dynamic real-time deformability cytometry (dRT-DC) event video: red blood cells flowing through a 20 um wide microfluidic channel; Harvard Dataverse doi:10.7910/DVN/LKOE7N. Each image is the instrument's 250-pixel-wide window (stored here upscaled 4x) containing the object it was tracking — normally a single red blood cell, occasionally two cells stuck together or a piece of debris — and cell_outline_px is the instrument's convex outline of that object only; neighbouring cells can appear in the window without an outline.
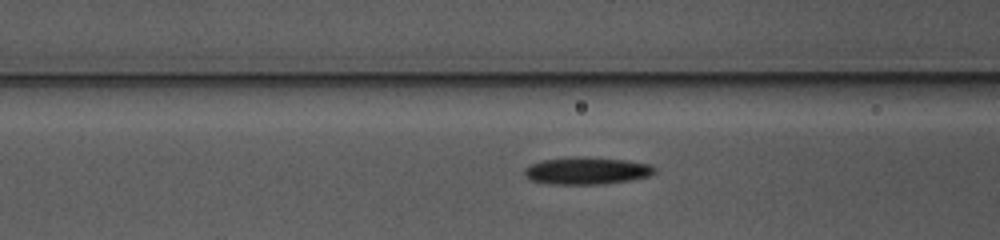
{"species": "common noctule bat (a hibernating species)", "species_latin": "Nyctalus noctula", "temperature_condition": "warm", "stored_images_in_passage": 38, "camera_frame_rate_fps": 3000, "um_per_image_px": 0.085, "animal": {"sex": "female", "body_mass_g": 10.0, "forearm_length_mm": 53.1}, "frame": {"image": 1, "passage_image": 6, "time_ms": 1.667, "image_size_px": [1000, 240], "cell_outline_px": [[656, 172], [648, 176], [628, 180], [600, 184], [548, 184], [528, 180], [524, 176], [524, 168], [532, 164], [544, 160], [580, 156], [624, 160], [652, 164], [656, 168]], "centroid_in_image_um": [49.85, 14.52], "position_along_channel_um": 116.8, "area_um2": 20.63}}
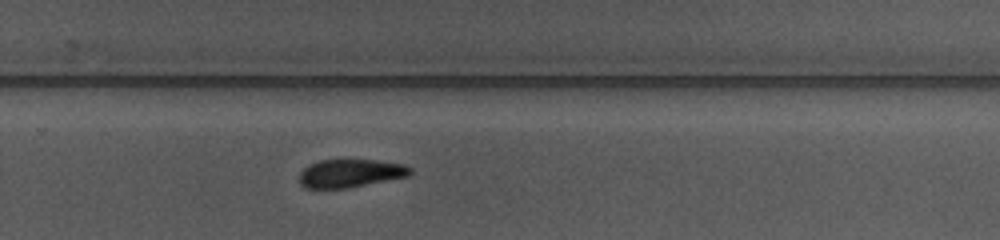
{"frame": {"image": 2, "passage_image": 20, "time_ms": 6.333, "image_size_px": [1000, 240], "cell_outline_px": [[412, 172], [408, 176], [348, 188], [304, 188], [300, 184], [300, 172], [308, 164], [320, 160], [376, 160], [404, 164], [412, 168]], "centroid_in_image_um": [29.78, 14.72], "position_along_channel_um": 300.0, "area_um2": 18.21}}
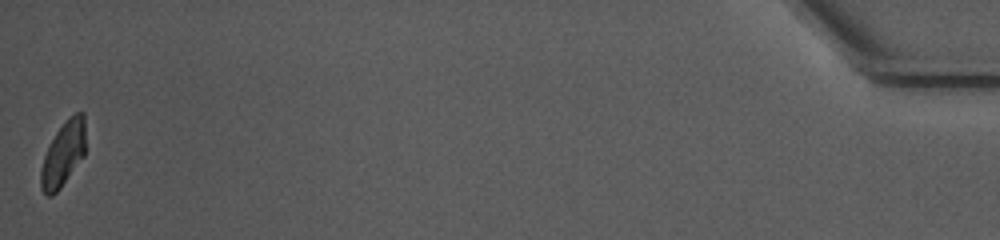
{"frame": {"image": 3, "passage_image": 38, "time_ms": 12.333, "image_size_px": [1000, 240], "cell_outline_px": [[84, 156], [60, 188], [52, 196], [48, 196], [40, 188], [40, 168], [44, 156], [56, 132], [68, 116], [76, 112], [84, 112]], "centroid_in_image_um": [5.36, 13.09], "position_along_channel_um": 429.8, "area_um2": 16.7}, "authors_computed_cell_mechanics": {"area_um2": 19.1318, "velocity_mm_per_s": 3.9392, "shape_relaxation_time_tau1_ms": 2.6992, "shape_relaxation_time_tau2_ms": null, "deformation_change_tau1": 0.1181, "deformation_change_tau2": null}}